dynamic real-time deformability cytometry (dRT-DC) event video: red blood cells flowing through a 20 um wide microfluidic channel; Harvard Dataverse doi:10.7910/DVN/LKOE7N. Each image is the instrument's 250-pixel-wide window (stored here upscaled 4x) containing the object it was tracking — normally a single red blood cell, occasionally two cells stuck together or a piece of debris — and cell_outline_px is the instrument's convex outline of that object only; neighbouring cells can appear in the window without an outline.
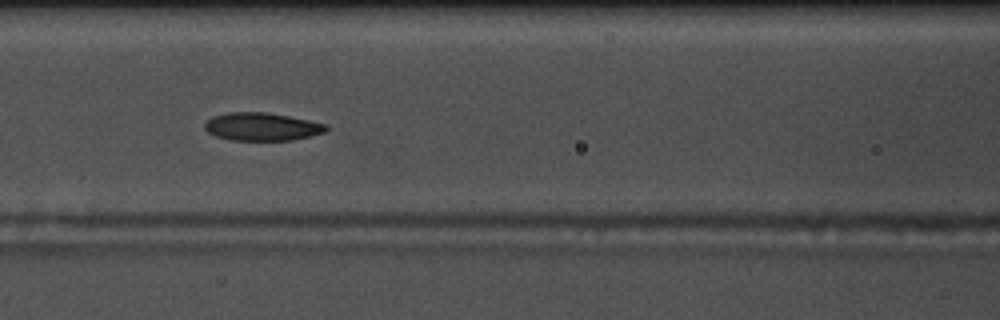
{"species": "common noctule bat (a hibernating species)", "species_latin": "Nyctalus noctula", "temperature_condition": "warm", "stored_images_in_passage": 55, "camera_frame_rate_fps": 3000, "um_per_image_px": 0.085, "animal": {"sex": "male", "body_mass_g": 17.5, "forearm_length_mm": 52.3}, "frame": {"image": 1, "passage_image": 24, "time_ms": 7.667, "image_size_px": [1000, 320], "cell_outline_px": [[328, 128], [324, 132], [292, 140], [228, 140], [216, 136], [208, 132], [204, 128], [204, 124], [212, 116], [228, 112], [264, 112], [288, 116], [328, 124]], "centroid_in_image_um": [22.23, 10.76], "position_along_channel_um": 144.4, "area_um2": 19.71}, "authors_computed_cell_mechanics": {"area_um2": 20.2878, "velocity_mm_per_s": 3.6902, "shape_relaxation_time_tau1_ms": 3.016, "shape_relaxation_time_tau2_ms": 2.7694, "deformation_change_tau1": 0.1259, "deformation_change_tau2": 0.0853}}